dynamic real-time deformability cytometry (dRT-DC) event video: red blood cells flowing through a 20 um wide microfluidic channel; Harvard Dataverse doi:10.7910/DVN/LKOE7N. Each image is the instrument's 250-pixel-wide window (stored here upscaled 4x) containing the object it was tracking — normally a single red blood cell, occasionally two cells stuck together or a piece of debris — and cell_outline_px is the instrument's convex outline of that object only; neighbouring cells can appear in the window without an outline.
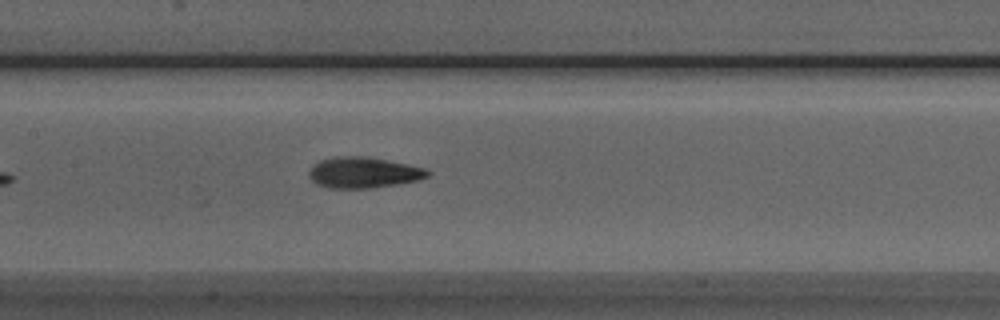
{"species": "Egyptian fruit bat (a non-hibernating species)", "species_latin": "Rousettus aegyptiacus", "temperature_condition": "room temperature", "stored_images_in_passage": 5, "camera_frame_rate_fps": 3000, "um_per_image_px": 0.085, "animal": {"sex": "male"}, "frame": {"image": 1, "passage_image": 5, "time_ms": 4.667, "image_size_px": [1000, 320], "cell_outline_px": [[432, 172], [428, 176], [420, 180], [372, 188], [332, 188], [316, 184], [308, 176], [308, 172], [320, 160], [336, 156], [364, 156], [408, 164], [424, 168]], "centroid_in_image_um": [30.91, 14.67], "position_along_channel_um": 176.5, "area_um2": 21.27}}